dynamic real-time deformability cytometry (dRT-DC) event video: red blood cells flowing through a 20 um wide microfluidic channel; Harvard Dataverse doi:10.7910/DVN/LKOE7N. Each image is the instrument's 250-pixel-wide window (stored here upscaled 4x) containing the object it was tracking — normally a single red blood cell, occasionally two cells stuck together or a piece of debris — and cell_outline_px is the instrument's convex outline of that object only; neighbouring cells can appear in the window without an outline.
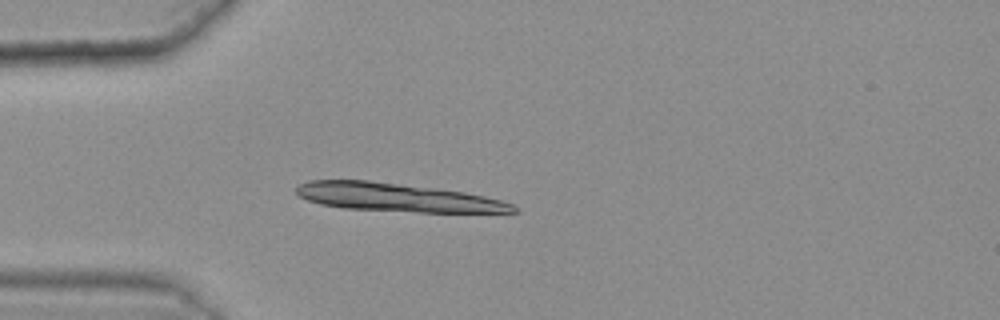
{"species": "common noctule bat (a hibernating species)", "species_latin": "Nyctalus noctula", "temperature_condition": "warm", "stored_images_in_passage": 46, "camera_frame_rate_fps": 3000, "um_per_image_px": 0.085, "animal": {"sex": "female", "body_mass_g": 25.1}, "frame": {"image": 1, "passage_image": 14, "time_ms": 4.333, "image_size_px": [1000, 320], "cell_outline_px": [[520, 212], [420, 212], [344, 208], [320, 204], [308, 200], [300, 196], [296, 192], [296, 188], [300, 184], [308, 180], [368, 180], [464, 192], [484, 196], [500, 200], [512, 204]], "centroid_in_image_um": [33.73, 16.78], "position_along_channel_um": 51.3, "area_um2": 35.37}, "authors_computed_cell_mechanics": {"area_um2": 17.9758, "velocity_mm_per_s": 3.5978, "shape_relaxation_time_tau1_ms": null, "shape_relaxation_time_tau2_ms": 7.1387, "deformation_change_tau1": null, "deformation_change_tau2": 0.1205}}